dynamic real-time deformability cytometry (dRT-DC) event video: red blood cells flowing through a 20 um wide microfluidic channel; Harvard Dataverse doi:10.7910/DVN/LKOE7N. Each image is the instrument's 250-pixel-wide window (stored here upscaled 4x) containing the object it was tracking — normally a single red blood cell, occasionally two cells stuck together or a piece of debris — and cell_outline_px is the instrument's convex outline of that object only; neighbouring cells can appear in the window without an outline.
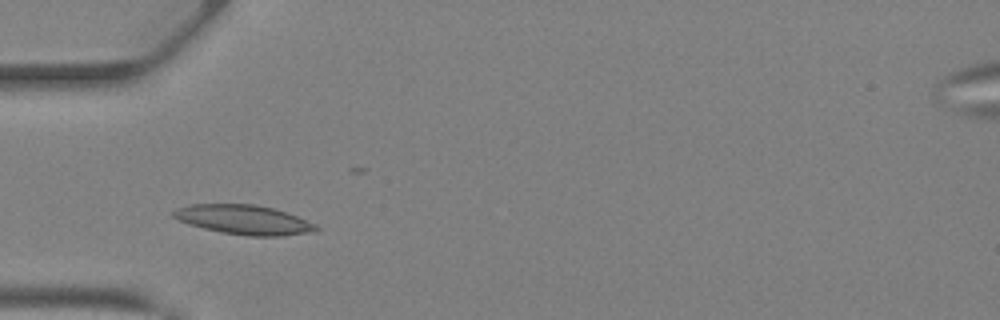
{"species": "Egyptian fruit bat (a non-hibernating species)", "species_latin": "Rousettus aegyptiacus", "temperature_condition": "warm", "stored_images_in_passage": 32, "camera_frame_rate_fps": 3000, "um_per_image_px": 0.085, "animal": {"sex": "female"}, "frame": {"image": 1, "passage_image": 7, "time_ms": 2.0, "image_size_px": [1000, 320], "cell_outline_px": [[320, 228], [316, 232], [280, 236], [248, 236], [220, 232], [188, 224], [172, 216], [172, 212], [176, 208], [188, 204], [252, 204], [272, 208], [296, 216], [316, 224]], "centroid_in_image_um": [20.72, 18.68], "position_along_channel_um": 64.3, "area_um2": 24.45}}
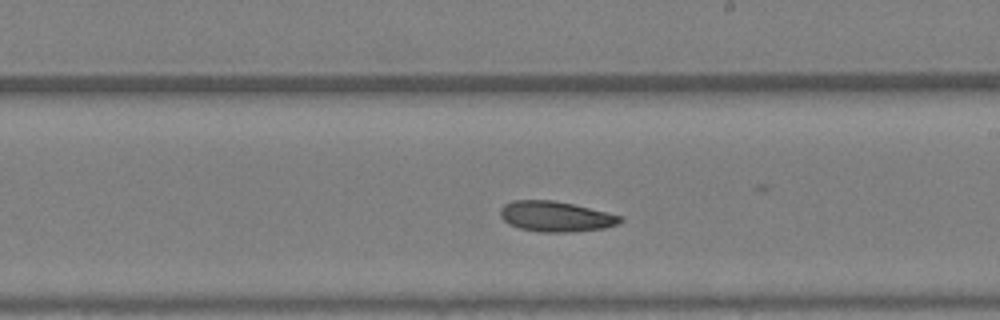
{"frame": {"image": 2, "passage_image": 18, "time_ms": 5.667, "image_size_px": [1000, 320], "cell_outline_px": [[624, 220], [616, 224], [604, 228], [572, 232], [540, 232], [520, 228], [508, 224], [500, 216], [500, 208], [504, 204], [512, 200], [552, 200], [572, 204], [608, 212], [624, 216]], "centroid_in_image_um": [47.24, 18.4], "position_along_channel_um": 241.8, "area_um2": 21.33}}
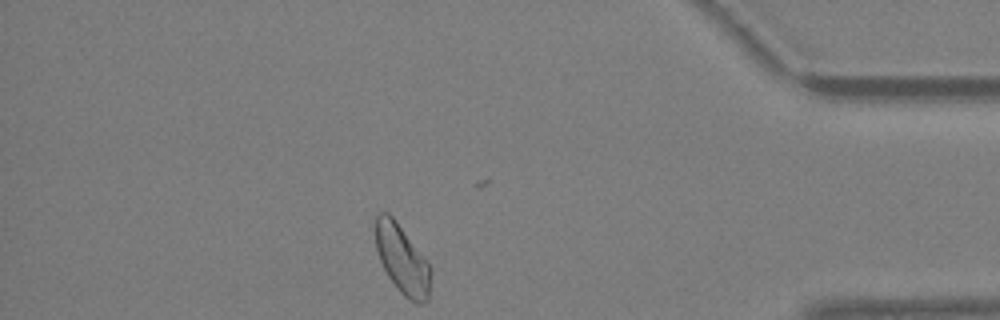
{"frame": {"image": 3, "passage_image": 30, "time_ms": 9.667, "image_size_px": [1000, 320], "cell_outline_px": [[432, 276], [428, 300], [420, 304], [416, 304], [408, 300], [400, 292], [388, 276], [380, 260], [376, 248], [376, 216], [380, 212], [388, 212], [396, 220], [428, 260], [432, 268]], "centroid_in_image_um": [34.23, 22.08], "position_along_channel_um": 401.0, "area_um2": 22.54}}